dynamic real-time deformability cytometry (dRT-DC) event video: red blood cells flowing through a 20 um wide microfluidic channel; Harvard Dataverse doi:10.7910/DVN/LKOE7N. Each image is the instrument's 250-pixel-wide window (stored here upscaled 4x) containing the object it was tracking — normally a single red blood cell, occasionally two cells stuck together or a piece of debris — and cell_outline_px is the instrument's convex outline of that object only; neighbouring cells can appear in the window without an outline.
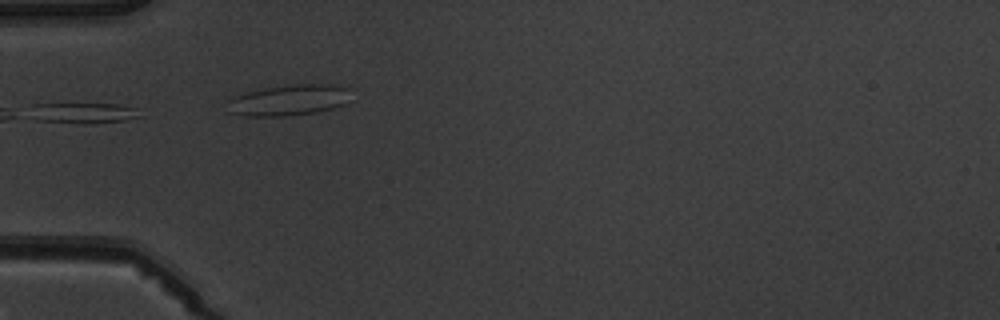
{"species": "common noctule bat (a hibernating species)", "species_latin": "Nyctalus noctula", "temperature_condition": "warm", "stored_images_in_passage": 4, "camera_frame_rate_fps": 3000, "um_per_image_px": 0.085, "animal": {"sex": "male", "body_mass_g": 19.5, "forearm_length_mm": 54.6}, "frame": {"image": 1, "passage_image": 3, "time_ms": 2.333, "image_size_px": [1000, 320], "cell_outline_px": [[348, 88], [344, 104], [332, 108], [316, 112], [288, 116], [244, 116], [228, 112], [228, 100], [236, 96], [248, 92], [264, 88], [300, 84], [320, 84]], "centroid_in_image_um": [24.47, 8.53], "position_along_channel_um": 60.5, "area_um2": 21.68}}
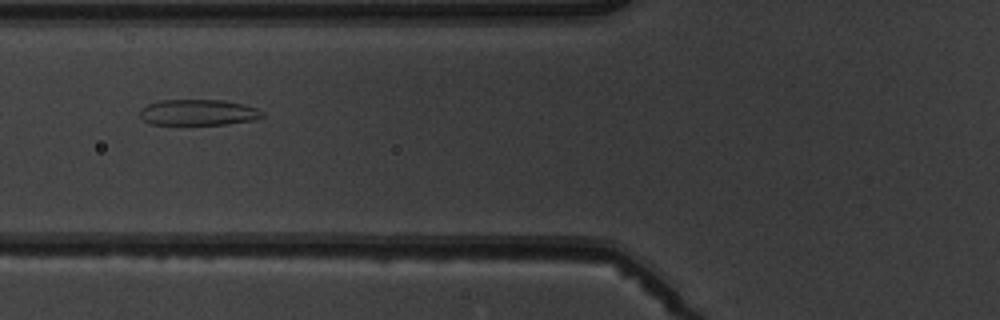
{"frame": {"image": 2, "passage_image": 4, "time_ms": 3.667, "image_size_px": [1000, 320], "cell_outline_px": [[264, 116], [252, 120], [228, 124], [152, 124], [144, 120], [140, 116], [140, 108], [148, 104], [160, 100], [224, 100], [244, 104], [256, 108], [264, 112]], "centroid_in_image_um": [16.86, 9.55], "position_along_channel_um": 108.9, "area_um2": 18.44}}